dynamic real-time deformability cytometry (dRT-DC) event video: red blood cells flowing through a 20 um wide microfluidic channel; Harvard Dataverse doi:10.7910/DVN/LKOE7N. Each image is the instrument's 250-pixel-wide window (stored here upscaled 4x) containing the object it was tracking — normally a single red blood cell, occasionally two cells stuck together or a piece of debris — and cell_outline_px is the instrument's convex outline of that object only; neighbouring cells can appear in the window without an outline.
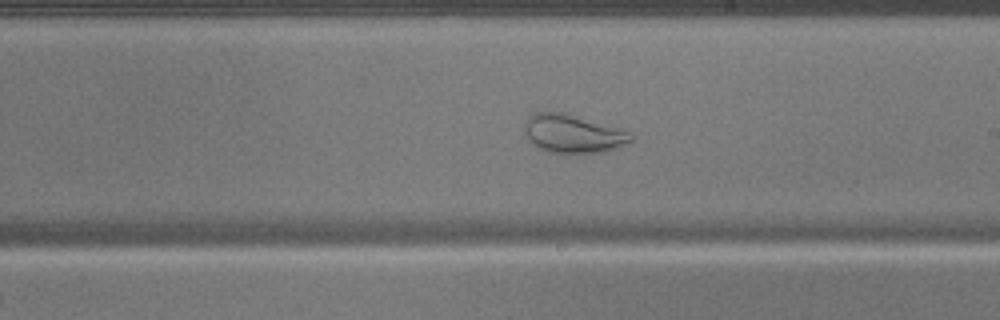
{"species": "common noctule bat (a hibernating species)", "species_latin": "Nyctalus noctula", "temperature_condition": "warm", "stored_images_in_passage": 50, "camera_frame_rate_fps": 3000, "um_per_image_px": 0.085, "animal": {"sex": "male", "body_mass_g": 17.9}, "frame": {"image": 1, "passage_image": 29, "time_ms": 9.333, "image_size_px": [1000, 320], "cell_outline_px": [[636, 136], [632, 140], [616, 148], [604, 152], [548, 152], [532, 144], [528, 140], [524, 132], [524, 124], [528, 116], [532, 112], [560, 112], [624, 128]], "centroid_in_image_um": [48.71, 11.35], "position_along_channel_um": 240.3, "area_um2": 23.93}}